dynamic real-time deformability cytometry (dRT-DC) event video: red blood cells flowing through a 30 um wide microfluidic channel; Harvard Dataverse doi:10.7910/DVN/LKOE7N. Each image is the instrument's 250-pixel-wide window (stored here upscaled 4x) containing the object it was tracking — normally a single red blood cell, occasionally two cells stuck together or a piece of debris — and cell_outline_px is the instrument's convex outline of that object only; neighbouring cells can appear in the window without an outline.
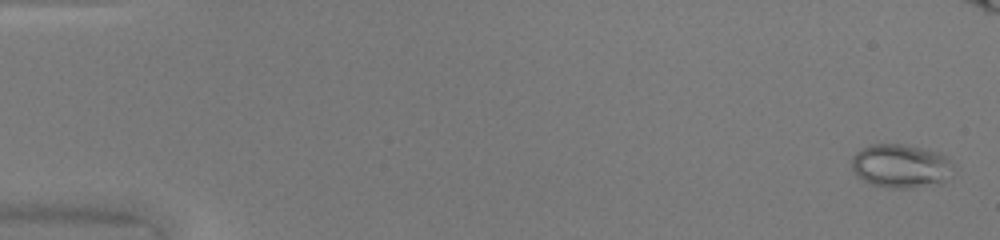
{"species": "common noctule bat (a hibernating species)", "species_latin": "Nyctalus noctula", "temperature_condition": "warm", "stored_images_in_passage": 51, "camera_frame_rate_fps": 3000, "um_per_image_px": 0.085, "animal": {"sex": "female", "body_mass_g": 20.0, "forearm_length_mm": 54.0}, "frame": {"image": 1, "passage_image": 2, "time_ms": 0.333, "image_size_px": [1000, 240], "cell_outline_px": [[948, 160], [944, 180], [940, 184], [912, 188], [888, 188], [872, 184], [856, 176], [852, 168], [852, 156], [860, 148], [872, 144], [900, 144], [940, 152]], "centroid_in_image_um": [76.44, 14.11], "position_along_channel_um": 8.6, "area_um2": 25.32}}
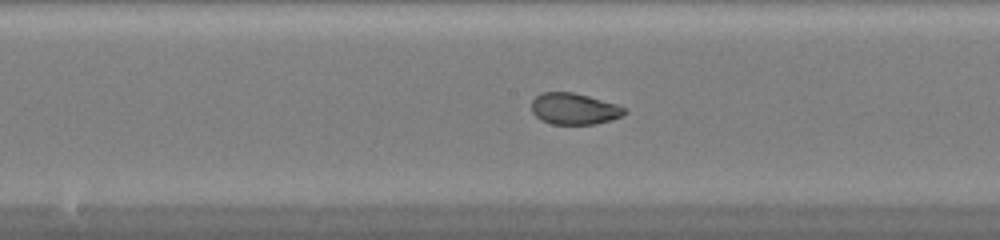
{"frame": {"image": 2, "passage_image": 27, "time_ms": 8.667, "image_size_px": [1000, 240], "cell_outline_px": [[628, 112], [624, 116], [596, 124], [552, 124], [536, 116], [532, 112], [532, 100], [540, 92], [572, 92], [588, 96], [616, 104], [628, 108]], "centroid_in_image_um": [48.85, 9.24], "position_along_channel_um": 199.4, "area_um2": 17.05}}
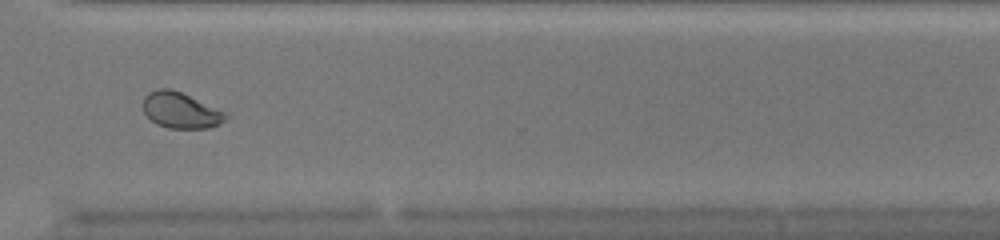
{"frame": {"image": 3, "passage_image": 38, "time_ms": 12.333, "image_size_px": [1000, 240], "cell_outline_px": [[228, 116], [220, 124], [208, 128], [168, 128], [156, 124], [144, 112], [144, 96], [148, 92], [160, 88], [172, 88], [224, 112]], "centroid_in_image_um": [15.33, 9.38], "position_along_channel_um": 355.3, "area_um2": 16.99}}